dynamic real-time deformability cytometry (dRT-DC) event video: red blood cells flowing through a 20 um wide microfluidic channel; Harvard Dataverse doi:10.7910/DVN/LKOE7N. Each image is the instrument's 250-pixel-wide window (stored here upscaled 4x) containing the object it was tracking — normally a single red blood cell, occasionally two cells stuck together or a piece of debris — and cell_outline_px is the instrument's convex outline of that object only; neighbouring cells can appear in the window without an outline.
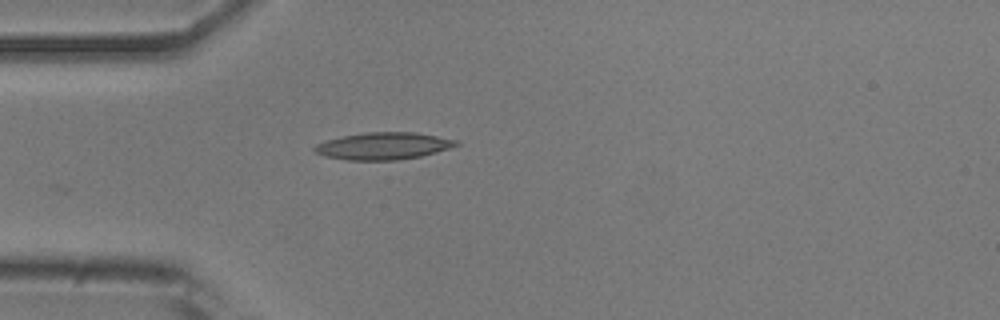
{"species": "common noctule bat (a hibernating species)", "species_latin": "Nyctalus noctula", "temperature_condition": "room temperature", "stored_images_in_passage": 24, "camera_frame_rate_fps": 3000, "um_per_image_px": 0.085, "animal": {"sex": "male", "body_mass_g": 20.5, "forearm_length_mm": 52.5}, "frame": {"image": 1, "passage_image": 1, "time_ms": 0.0, "image_size_px": [1000, 320], "cell_outline_px": [[460, 144], [436, 152], [420, 156], [396, 160], [348, 160], [324, 156], [316, 152], [312, 148], [316, 144], [328, 140], [344, 136], [364, 132], [416, 132], [460, 140]], "centroid_in_image_um": [32.61, 12.4], "position_along_channel_um": 52.4, "area_um2": 22.31}}
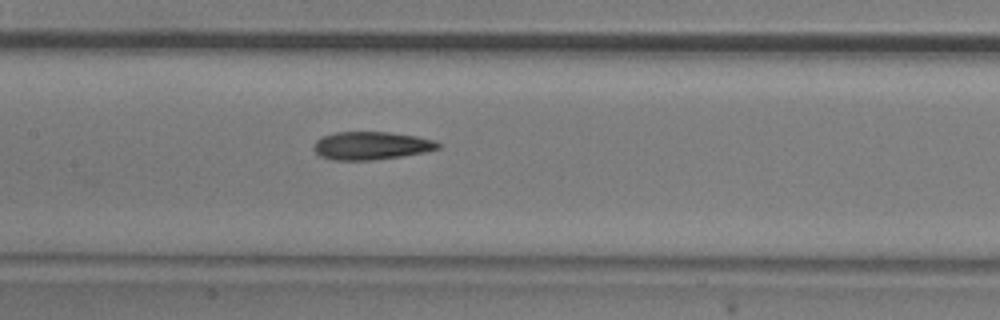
{"frame": {"image": 2, "passage_image": 11, "time_ms": 3.333, "image_size_px": [1000, 320], "cell_outline_px": [[440, 148], [424, 152], [400, 156], [372, 160], [332, 160], [320, 156], [312, 148], [312, 144], [316, 140], [324, 136], [336, 132], [388, 132], [416, 136], [436, 140], [440, 144]], "centroid_in_image_um": [31.53, 12.38], "position_along_channel_um": 175.9, "area_um2": 20.29}}
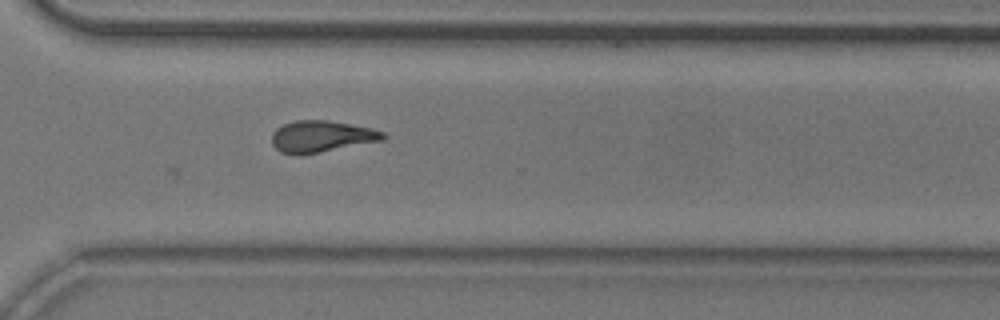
{"frame": {"image": 3, "passage_image": 24, "time_ms": 7.667, "image_size_px": [1000, 320], "cell_outline_px": [[388, 136], [384, 140], [300, 156], [296, 156], [280, 152], [272, 144], [272, 132], [276, 128], [284, 124], [296, 120], [328, 120], [372, 128], [384, 132]], "centroid_in_image_um": [27.32, 11.61], "position_along_channel_um": 343.3, "area_um2": 20.75}}